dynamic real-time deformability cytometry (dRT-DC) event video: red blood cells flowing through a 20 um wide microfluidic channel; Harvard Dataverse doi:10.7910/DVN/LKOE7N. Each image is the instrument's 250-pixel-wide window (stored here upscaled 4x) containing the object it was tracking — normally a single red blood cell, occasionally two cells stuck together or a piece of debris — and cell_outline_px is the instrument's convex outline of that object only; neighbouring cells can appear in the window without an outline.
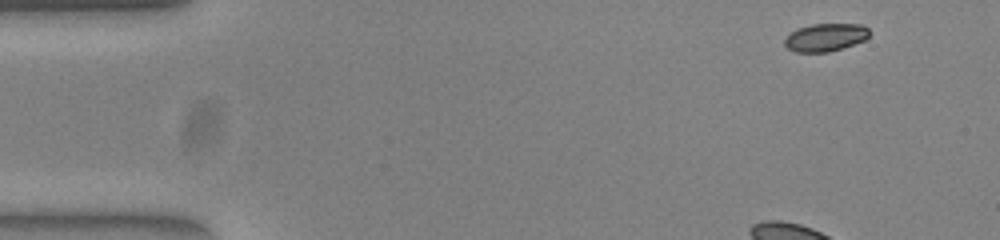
{"species": "common noctule bat (a hibernating species)", "species_latin": "Nyctalus noctula", "temperature_condition": "warm", "stored_images_in_passage": 50, "camera_frame_rate_fps": 3000, "um_per_image_px": 0.085, "animal": {"sex": "female", "body_mass_g": 23.0, "forearm_length_mm": 53.4}, "frame": {"image": 1, "passage_image": 1, "time_ms": 0.0, "image_size_px": [1000, 240], "cell_outline_px": [[868, 36], [864, 40], [828, 52], [796, 52], [788, 48], [784, 44], [784, 40], [792, 32], [800, 28], [812, 24], [864, 24], [868, 28]], "centroid_in_image_um": [70.17, 3.17], "position_along_channel_um": 14.8, "area_um2": 13.47}}